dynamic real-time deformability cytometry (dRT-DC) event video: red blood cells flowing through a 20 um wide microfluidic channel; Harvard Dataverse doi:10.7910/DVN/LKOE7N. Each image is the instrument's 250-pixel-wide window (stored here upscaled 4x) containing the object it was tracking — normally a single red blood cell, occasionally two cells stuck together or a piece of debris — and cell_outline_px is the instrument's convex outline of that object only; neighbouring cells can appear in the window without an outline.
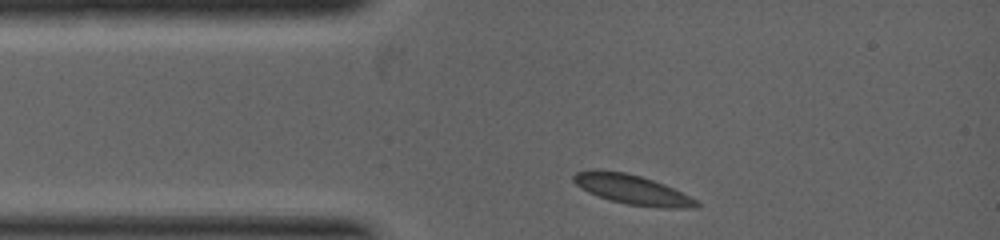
{"species": "common noctule bat (a hibernating species)", "species_latin": "Nyctalus noctula", "temperature_condition": "warm", "stored_images_in_passage": 7, "camera_frame_rate_fps": 5000, "um_per_image_px": 0.085, "animal": {"sex": "female", "body_mass_g": 19.0, "forearm_length_mm": 53.3}, "frame": {"image": 1, "passage_image": 1, "time_ms": 0.0, "image_size_px": [1000, 240], "cell_outline_px": [[700, 204], [696, 208], [660, 208], [628, 204], [612, 200], [588, 192], [580, 188], [572, 180], [572, 176], [576, 172], [596, 168], [624, 172], [640, 176], [664, 184], [696, 200]], "centroid_in_image_um": [53.69, 16.1], "position_along_channel_um": 31.3, "area_um2": 21.1}}
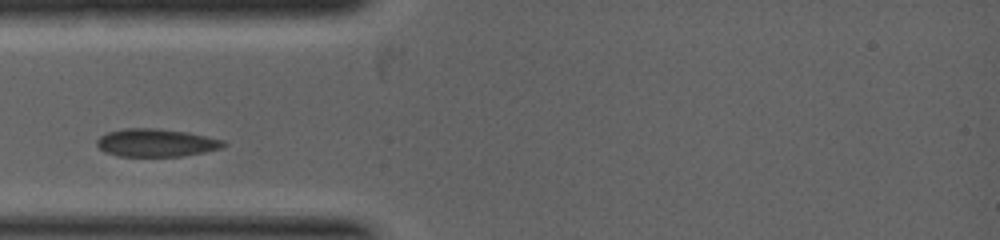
{"frame": {"image": 2, "passage_image": 4, "time_ms": 0.8, "image_size_px": [1000, 240], "cell_outline_px": [[228, 144], [220, 148], [204, 152], [180, 156], [120, 156], [104, 152], [96, 144], [96, 140], [100, 136], [108, 132], [124, 128], [156, 128], [188, 132], [224, 140]], "centroid_in_image_um": [13.26, 12.13], "position_along_channel_um": 71.7, "area_um2": 20.58}}
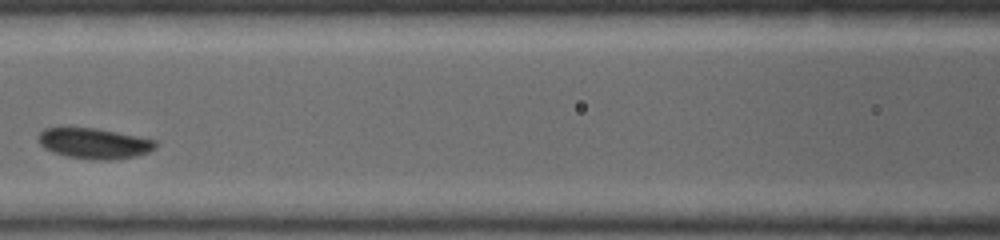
{"frame": {"image": 3, "passage_image": 7, "time_ms": 2.0, "image_size_px": [1000, 240], "cell_outline_px": [[156, 148], [148, 152], [136, 156], [112, 160], [96, 160], [68, 156], [52, 152], [44, 148], [36, 140], [36, 136], [44, 128], [96, 128], [156, 140]], "centroid_in_image_um": [7.97, 12.19], "position_along_channel_um": 158.6, "area_um2": 20.87}}